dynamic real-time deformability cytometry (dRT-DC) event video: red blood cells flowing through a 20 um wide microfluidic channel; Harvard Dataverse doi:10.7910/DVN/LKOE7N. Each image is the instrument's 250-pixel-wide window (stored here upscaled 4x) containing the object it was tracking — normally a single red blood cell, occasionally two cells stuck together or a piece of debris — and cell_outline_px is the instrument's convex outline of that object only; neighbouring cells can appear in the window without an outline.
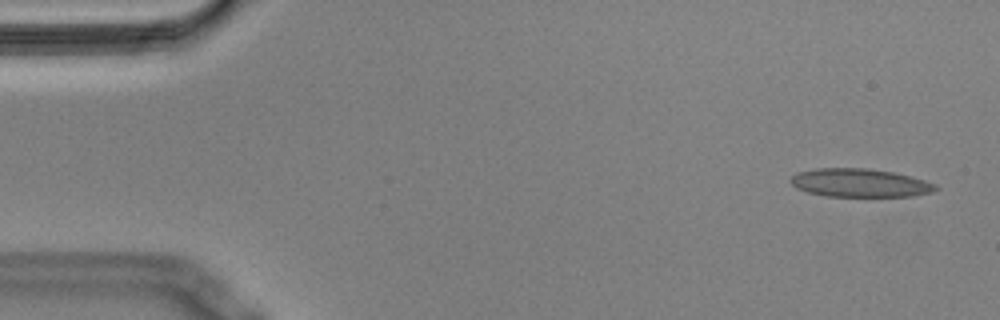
{"species": "Egyptian fruit bat (a non-hibernating species)", "species_latin": "Rousettus aegyptiacus", "temperature_condition": "cold", "stored_images_in_passage": 54, "camera_frame_rate_fps": 3000, "um_per_image_px": 0.085, "animal": {"sex": "male"}, "frame": {"image": 1, "passage_image": 2, "time_ms": 0.333, "image_size_px": [1000, 320], "cell_outline_px": [[940, 188], [932, 192], [912, 196], [828, 196], [808, 192], [796, 188], [788, 180], [796, 172], [816, 168], [868, 168], [892, 172], [924, 180], [936, 184]], "centroid_in_image_um": [73.06, 15.54], "position_along_channel_um": 11.9, "area_um2": 23.93}}
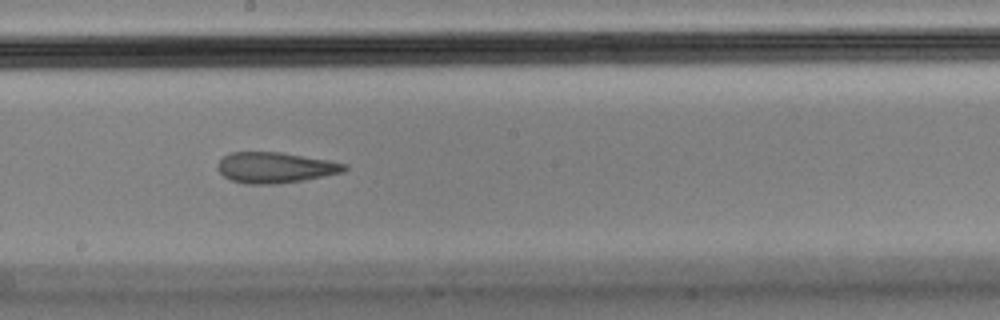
{"frame": {"image": 2, "passage_image": 29, "time_ms": 9.333, "image_size_px": [1000, 320], "cell_outline_px": [[348, 168], [344, 172], [304, 180], [276, 184], [244, 184], [232, 180], [224, 176], [216, 168], [216, 164], [224, 156], [232, 152], [280, 152], [328, 160], [348, 164]], "centroid_in_image_um": [23.4, 14.25], "position_along_channel_um": 224.8, "area_um2": 22.77}}
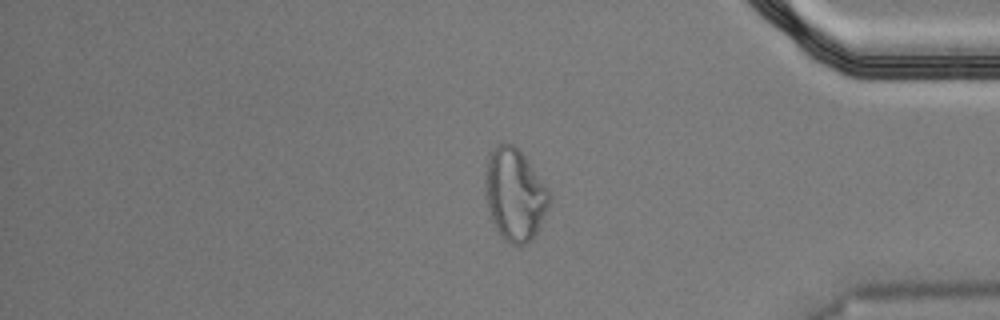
{"frame": {"image": 3, "passage_image": 45, "time_ms": 14.667, "image_size_px": [1000, 320], "cell_outline_px": [[552, 196], [536, 232], [532, 240], [528, 244], [508, 244], [500, 236], [492, 220], [488, 208], [484, 188], [484, 172], [488, 152], [492, 144], [512, 144], [524, 156], [548, 188]], "centroid_in_image_um": [43.7, 16.52], "position_along_channel_um": 391.5, "area_um2": 34.62}, "authors_computed_cell_mechanics": {"area_um2": 24.0737, "velocity_mm_per_s": 3.5785, "shape_relaxation_time_tau1_ms": null, "shape_relaxation_time_tau2_ms": 3.6554, "deformation_change_tau1": null, "deformation_change_tau2": 0.111}}